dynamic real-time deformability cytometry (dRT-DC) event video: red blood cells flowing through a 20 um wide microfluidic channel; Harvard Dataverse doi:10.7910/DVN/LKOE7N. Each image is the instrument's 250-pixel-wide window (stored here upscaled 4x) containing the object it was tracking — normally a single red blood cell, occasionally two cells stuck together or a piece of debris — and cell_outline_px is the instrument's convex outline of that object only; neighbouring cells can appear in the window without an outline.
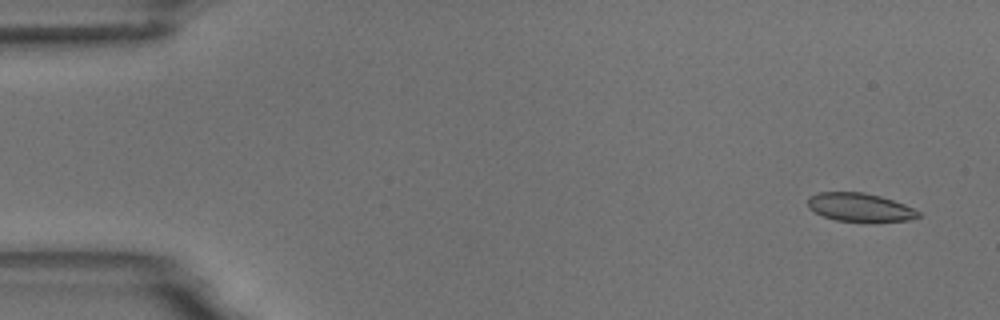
{"species": "common noctule bat (a hibernating species)", "species_latin": "Nyctalus noctula", "temperature_condition": "room temperature", "stored_images_in_passage": 5, "camera_frame_rate_fps": 3000, "um_per_image_px": 0.085, "animal": {"sex": "male", "body_mass_g": 18.8}, "frame": {"image": 1, "passage_image": 1, "time_ms": 0.0, "image_size_px": [1000, 320], "cell_outline_px": [[920, 216], [908, 220], [872, 224], [868, 224], [836, 220], [824, 216], [808, 208], [808, 196], [820, 192], [864, 192], [880, 196], [904, 204], [920, 212]], "centroid_in_image_um": [73.11, 17.66], "position_along_channel_um": 11.9, "area_um2": 18.84}}
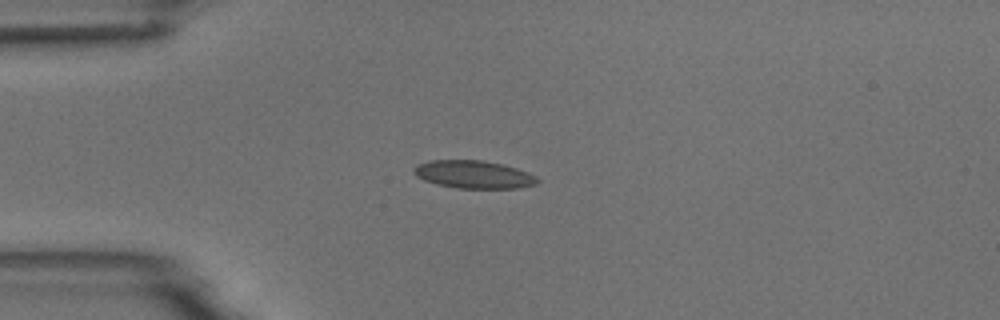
{"frame": {"image": 2, "passage_image": 4, "time_ms": 3.667, "image_size_px": [1000, 320], "cell_outline_px": [[540, 180], [536, 184], [520, 188], [456, 188], [436, 184], [424, 180], [416, 176], [412, 172], [412, 168], [416, 164], [428, 160], [480, 160], [500, 164], [516, 168], [528, 172], [536, 176]], "centroid_in_image_um": [40.22, 14.83], "position_along_channel_um": 44.8, "area_um2": 20.17}}
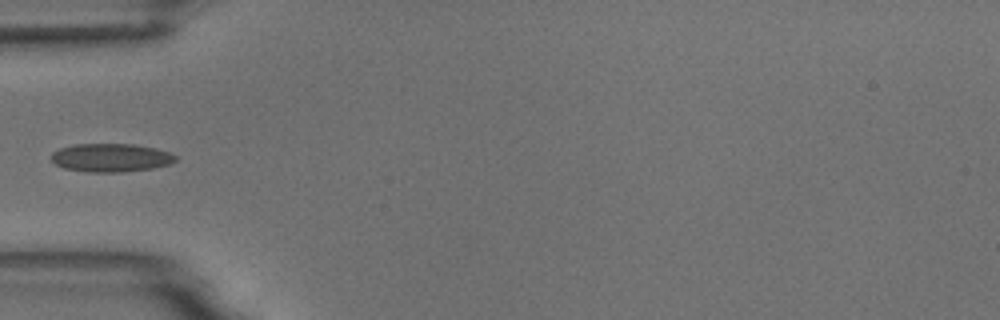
{"frame": {"image": 3, "passage_image": 5, "time_ms": 5.0, "image_size_px": [1000, 320], "cell_outline_px": [[176, 160], [168, 164], [152, 168], [120, 172], [88, 172], [64, 168], [56, 164], [52, 160], [52, 152], [60, 148], [76, 144], [136, 144], [156, 148], [168, 152], [176, 156]], "centroid_in_image_um": [9.42, 13.4], "position_along_channel_um": 75.6, "area_um2": 20.4}}